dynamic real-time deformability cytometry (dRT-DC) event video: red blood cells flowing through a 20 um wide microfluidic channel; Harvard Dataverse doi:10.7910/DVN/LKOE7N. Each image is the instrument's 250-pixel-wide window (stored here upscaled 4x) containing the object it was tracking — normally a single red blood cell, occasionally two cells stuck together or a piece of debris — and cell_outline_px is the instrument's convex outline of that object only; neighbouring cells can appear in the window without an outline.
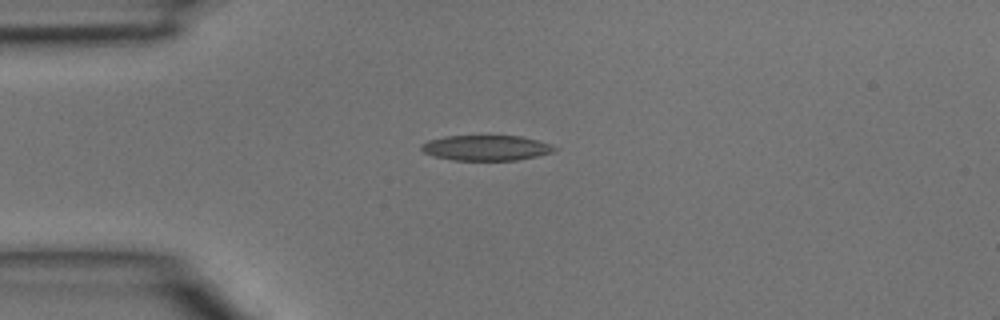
{"species": "common noctule bat (a hibernating species)", "species_latin": "Nyctalus noctula", "temperature_condition": "room temperature", "stored_images_in_passage": 3, "camera_frame_rate_fps": 3000, "um_per_image_px": 0.085, "animal": {"sex": "male", "body_mass_g": 15.6}, "frame": {"image": 1, "passage_image": 2, "time_ms": 0.333, "image_size_px": [1000, 320], "cell_outline_px": [[560, 148], [552, 152], [536, 156], [516, 160], [452, 160], [432, 156], [424, 152], [420, 148], [420, 144], [428, 140], [444, 136], [520, 136], [552, 144]], "centroid_in_image_um": [41.3, 12.57], "position_along_channel_um": 43.7, "area_um2": 19.71}}